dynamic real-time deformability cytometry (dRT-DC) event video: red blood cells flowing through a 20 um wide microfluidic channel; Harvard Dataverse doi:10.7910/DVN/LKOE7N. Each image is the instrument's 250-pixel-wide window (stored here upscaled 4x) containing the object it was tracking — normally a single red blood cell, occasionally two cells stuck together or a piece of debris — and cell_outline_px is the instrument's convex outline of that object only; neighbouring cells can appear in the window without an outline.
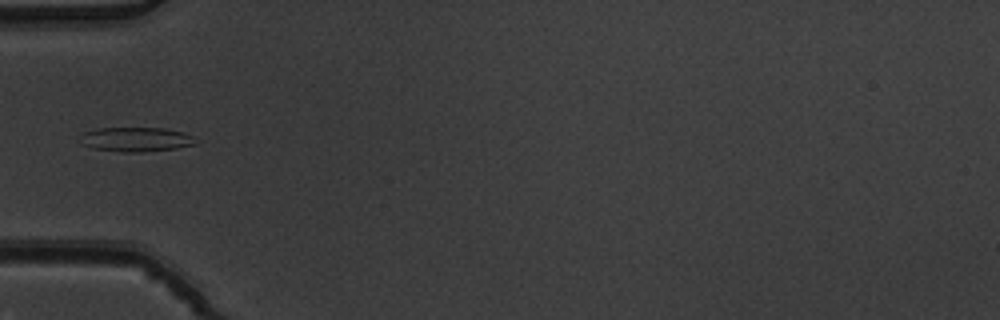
{"species": "common noctule bat (a hibernating species)", "species_latin": "Nyctalus noctula", "temperature_condition": "warm", "stored_images_in_passage": 35, "camera_frame_rate_fps": 3000, "um_per_image_px": 0.085, "animal": {"sex": "male", "body_mass_g": 19.5, "forearm_length_mm": 54.6}, "frame": {"image": 1, "passage_image": 1, "time_ms": 0.0, "image_size_px": [1000, 320], "cell_outline_px": [[196, 144], [176, 148], [140, 152], [124, 152], [92, 148], [80, 144], [76, 140], [84, 132], [96, 128], [164, 128], [184, 132], [192, 136]], "centroid_in_image_um": [11.48, 11.84], "position_along_channel_um": 73.5, "area_um2": 16.53}}
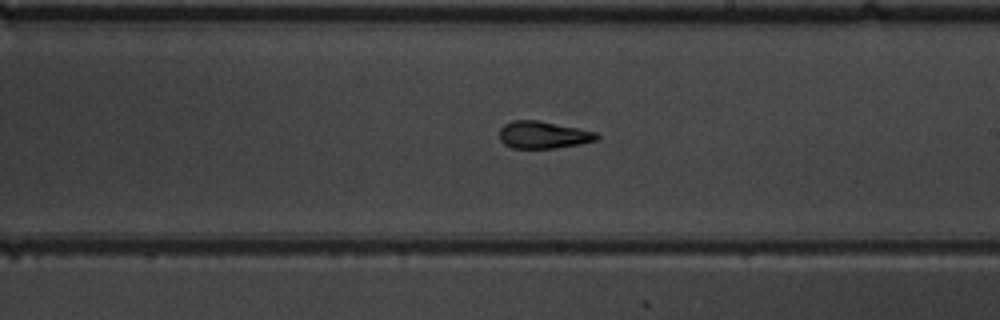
{"frame": {"image": 2, "passage_image": 14, "time_ms": 4.333, "image_size_px": [1000, 320], "cell_outline_px": [[600, 136], [596, 140], [580, 144], [556, 148], [512, 148], [504, 144], [500, 140], [500, 128], [504, 124], [512, 120], [536, 120], [596, 132]], "centroid_in_image_um": [46.15, 11.47], "position_along_channel_um": 242.9, "area_um2": 15.32}}
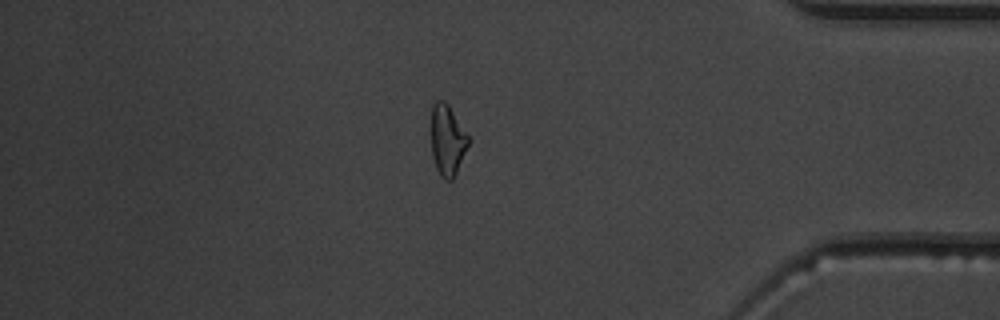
{"frame": {"image": 3, "passage_image": 28, "time_ms": 9.0, "image_size_px": [1000, 320], "cell_outline_px": [[468, 144], [456, 172], [452, 180], [444, 180], [440, 176], [436, 168], [432, 156], [428, 124], [432, 104], [436, 100], [444, 100], [448, 104], [468, 136]], "centroid_in_image_um": [37.94, 11.86], "position_along_channel_um": 397.3, "area_um2": 15.72}, "authors_computed_cell_mechanics": {"area_um2": 15.4326, "velocity_mm_per_s": 3.9032, "shape_relaxation_time_tau1_ms": 4.7081, "shape_relaxation_time_tau2_ms": 2.1111, "deformation_change_tau1": 0.1862, "deformation_change_tau2": 0.1052}}